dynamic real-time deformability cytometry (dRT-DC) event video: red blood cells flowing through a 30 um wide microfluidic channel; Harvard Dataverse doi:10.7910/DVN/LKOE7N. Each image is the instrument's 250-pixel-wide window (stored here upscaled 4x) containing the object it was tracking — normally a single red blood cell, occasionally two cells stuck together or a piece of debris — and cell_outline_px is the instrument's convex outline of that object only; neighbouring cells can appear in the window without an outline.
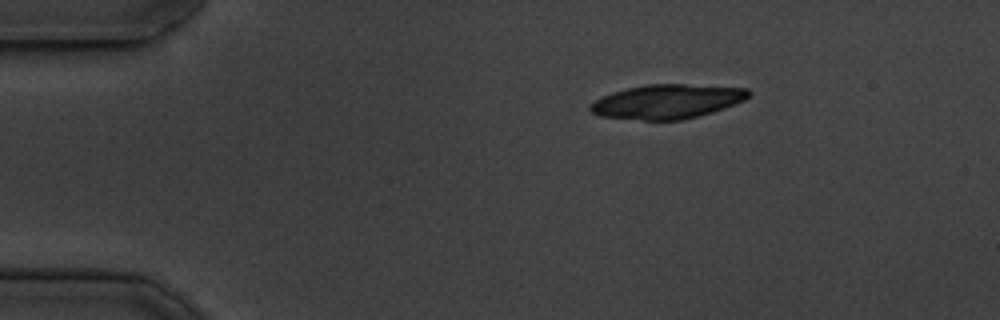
{"species": "common noctule bat (a hibernating species)", "species_latin": "Nyctalus noctula", "temperature_condition": "cold", "stored_images_in_passage": 46, "camera_frame_rate_fps": 3000, "um_per_image_px": 0.085, "animal": {"sex": "male", "body_mass_g": 19.5, "forearm_length_mm": 54.6}, "frame": {"image": 1, "passage_image": 1, "time_ms": 0.0, "image_size_px": [1000, 320], "cell_outline_px": [[752, 92], [744, 100], [724, 108], [712, 112], [684, 120], [644, 120], [600, 116], [592, 112], [588, 108], [588, 104], [612, 92], [628, 88], [648, 84], [684, 84], [748, 88]], "centroid_in_image_um": [56.71, 8.63], "position_along_channel_um": 28.3, "area_um2": 31.5}, "authors_computed_cell_mechanics": {"area_um2": 20.2878, "velocity_mm_per_s": 3.7019, "shape_relaxation_time_tau1_ms": 0.5116, "shape_relaxation_time_tau2_ms": 0.9109, "deformation_change_tau1": 0.2588, "deformation_change_tau2": 0.0757}}